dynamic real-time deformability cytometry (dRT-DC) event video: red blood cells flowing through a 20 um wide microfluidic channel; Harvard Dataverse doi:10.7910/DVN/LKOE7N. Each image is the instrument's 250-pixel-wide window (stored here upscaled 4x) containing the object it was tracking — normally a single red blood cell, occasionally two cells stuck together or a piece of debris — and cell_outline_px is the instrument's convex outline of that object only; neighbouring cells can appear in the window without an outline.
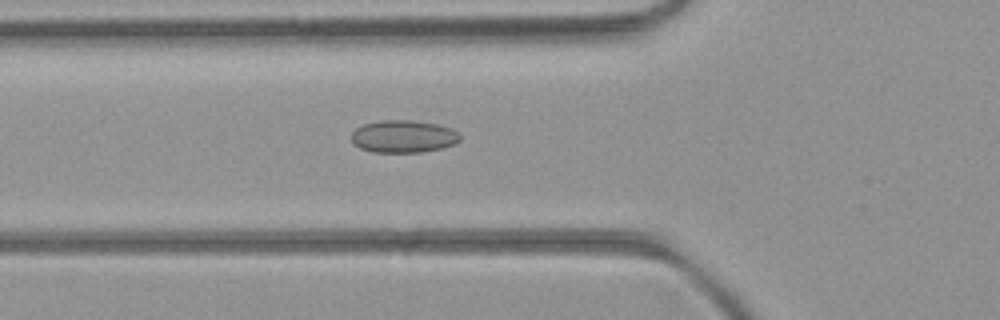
{"species": "common noctule bat (a hibernating species)", "species_latin": "Nyctalus noctula", "temperature_condition": "room temperature", "stored_images_in_passage": 47, "camera_frame_rate_fps": 3000, "um_per_image_px": 0.085, "animal": {"sex": "female", "body_mass_g": 21.9}, "frame": {"image": 1, "passage_image": 19, "time_ms": 6.0, "image_size_px": [1000, 320], "cell_outline_px": [[460, 140], [452, 144], [440, 148], [420, 152], [372, 152], [360, 148], [352, 144], [352, 132], [356, 128], [364, 124], [384, 120], [408, 120], [436, 124], [452, 128], [460, 136]], "centroid_in_image_um": [34.25, 11.6], "position_along_channel_um": 91.6, "area_um2": 20.35}}
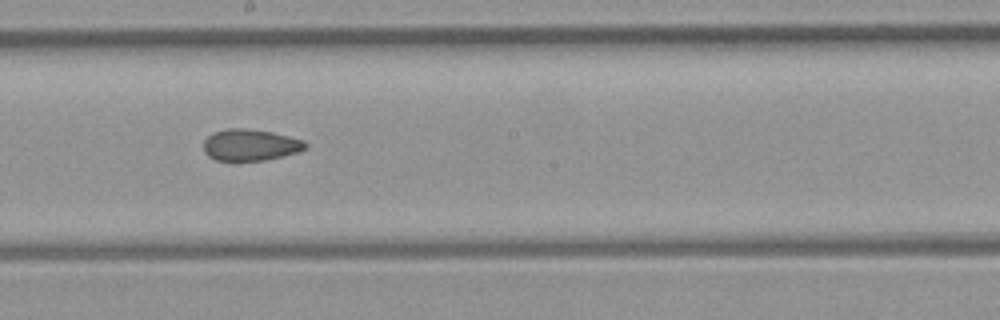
{"frame": {"image": 2, "passage_image": 29, "time_ms": 9.333, "image_size_px": [1000, 320], "cell_outline_px": [[308, 144], [304, 148], [296, 152], [284, 156], [264, 160], [236, 164], [232, 164], [216, 160], [208, 156], [204, 152], [204, 140], [208, 136], [216, 132], [228, 128], [244, 128], [272, 132], [304, 140]], "centroid_in_image_um": [21.23, 12.37], "position_along_channel_um": 227.0, "area_um2": 19.25}}
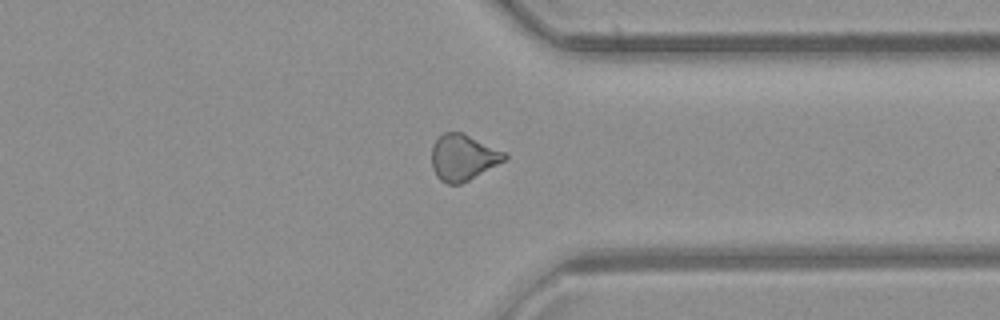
{"frame": {"image": 3, "passage_image": 40, "time_ms": 13.0, "image_size_px": [1000, 320], "cell_outline_px": [[508, 156], [504, 160], [468, 180], [460, 184], [448, 184], [440, 180], [436, 176], [432, 168], [432, 148], [436, 140], [444, 132], [464, 132], [504, 152]], "centroid_in_image_um": [39.32, 13.37], "position_along_channel_um": 372.1, "area_um2": 19.31}}